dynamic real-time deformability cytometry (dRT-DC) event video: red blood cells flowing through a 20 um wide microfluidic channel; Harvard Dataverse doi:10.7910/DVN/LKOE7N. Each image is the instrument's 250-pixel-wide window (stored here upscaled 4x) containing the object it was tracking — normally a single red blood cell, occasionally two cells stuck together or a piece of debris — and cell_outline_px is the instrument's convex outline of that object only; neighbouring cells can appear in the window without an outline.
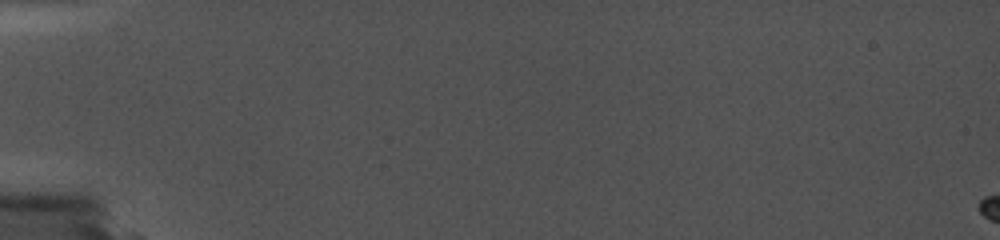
{"species": "common noctule bat (a hibernating species)", "species_latin": "Nyctalus noctula", "temperature_condition": "cold", "stored_images_in_passage": 2, "camera_frame_rate_fps": 5000, "um_per_image_px": 0.085, "animal": {"sex": "female", "body_mass_g": 19.0, "forearm_length_mm": 56.7}, "frame": {"image": 1, "passage_image": 1, "time_ms": 0.0, "image_size_px": [1000, 240], "cell_outline_px": [[660, 136], [636, 140], [540, 136], [532, 132], [536, 128], [552, 124], [652, 128], [660, 132]], "centroid_in_image_um": [50.7, 11.22], "position_along_channel_um": 34.3, "area_um2": 10.52}}